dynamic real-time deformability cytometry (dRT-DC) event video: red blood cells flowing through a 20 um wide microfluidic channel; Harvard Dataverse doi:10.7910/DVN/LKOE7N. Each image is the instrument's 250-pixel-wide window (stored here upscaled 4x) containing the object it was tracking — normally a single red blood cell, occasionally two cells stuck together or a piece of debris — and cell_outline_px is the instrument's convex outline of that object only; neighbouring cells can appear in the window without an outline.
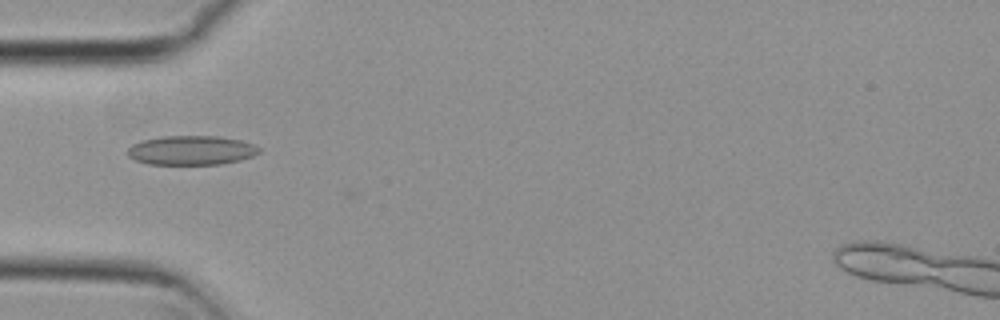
{"species": "common noctule bat (a hibernating species)", "species_latin": "Nyctalus noctula", "temperature_condition": "cold", "stored_images_in_passage": 6, "camera_frame_rate_fps": 3000, "um_per_image_px": 0.085, "animal": {"sex": "female", "body_mass_g": 29.2, "forearm_length_mm": 56.3}, "frame": {"image": 1, "passage_image": 3, "time_ms": 0.667, "image_size_px": [1000, 320], "cell_outline_px": [[260, 152], [252, 156], [240, 160], [220, 164], [148, 164], [136, 160], [128, 156], [128, 148], [132, 144], [140, 140], [160, 136], [216, 136], [240, 140], [252, 144], [260, 148]], "centroid_in_image_um": [16.23, 12.77], "position_along_channel_um": 68.8, "area_um2": 22.43}}
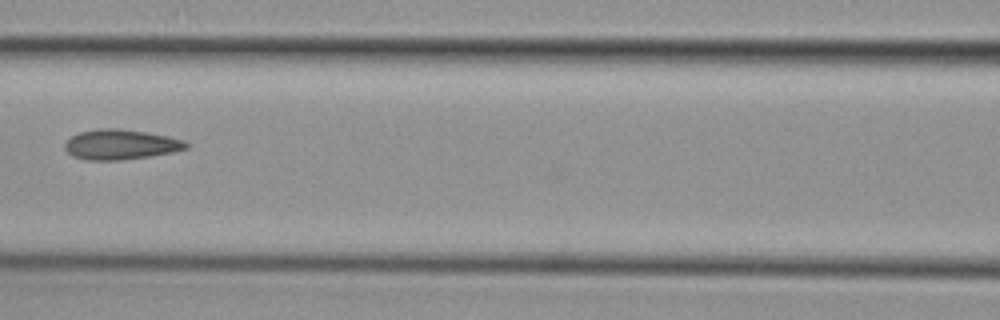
{"frame": {"image": 2, "passage_image": 5, "time_ms": 1.333, "image_size_px": [1000, 320], "cell_outline_px": [[188, 148], [172, 152], [152, 156], [120, 160], [88, 160], [72, 156], [64, 148], [64, 144], [72, 136], [80, 132], [96, 128], [120, 128], [168, 136], [184, 140], [188, 144]], "centroid_in_image_um": [10.25, 12.28], "position_along_channel_um": 156.4, "area_um2": 21.27}}
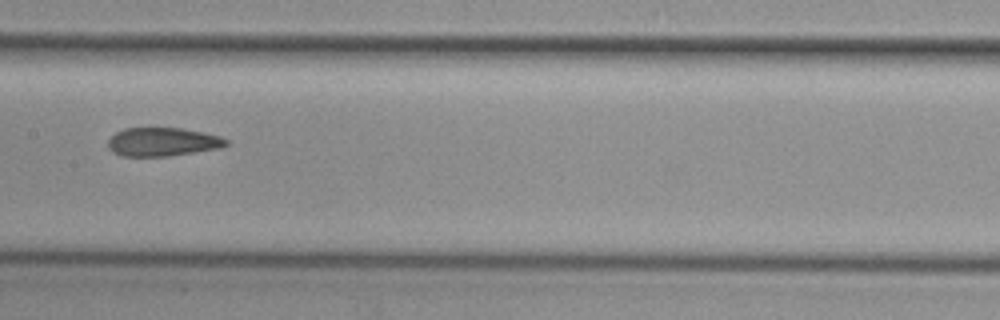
{"frame": {"image": 3, "passage_image": 6, "time_ms": 1.667, "image_size_px": [1000, 320], "cell_outline_px": [[228, 144], [220, 148], [168, 156], [120, 156], [112, 152], [108, 148], [108, 140], [116, 132], [124, 128], [180, 128], [204, 132], [220, 136], [228, 140]], "centroid_in_image_um": [13.81, 12.06], "position_along_channel_um": 193.6, "area_um2": 19.71}}